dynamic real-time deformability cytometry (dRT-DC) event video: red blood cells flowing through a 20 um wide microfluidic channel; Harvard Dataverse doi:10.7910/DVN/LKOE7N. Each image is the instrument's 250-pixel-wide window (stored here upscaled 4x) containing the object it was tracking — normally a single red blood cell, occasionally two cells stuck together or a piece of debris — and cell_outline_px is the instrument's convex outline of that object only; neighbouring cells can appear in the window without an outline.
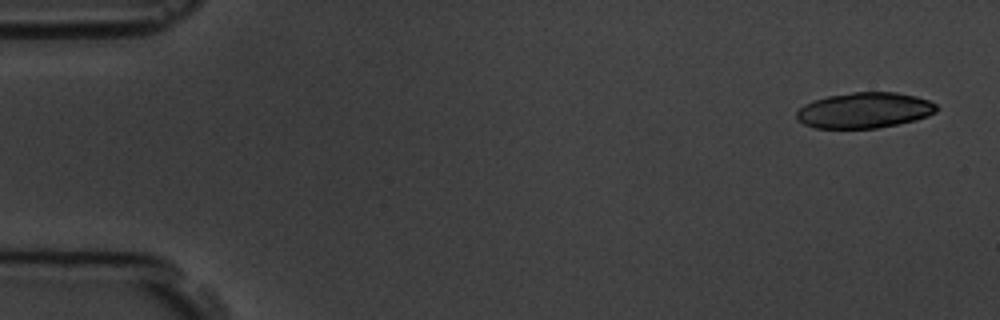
{"species": "common noctule bat (a hibernating species)", "species_latin": "Nyctalus noctula", "temperature_condition": "room temperature", "stored_images_in_passage": 3, "camera_frame_rate_fps": 3000, "um_per_image_px": 0.085, "animal": {"sex": "male", "body_mass_g": 19.5, "forearm_length_mm": 54.6}, "frame": {"image": 1, "passage_image": 1, "time_ms": 0.0, "image_size_px": [1000, 320], "cell_outline_px": [[936, 112], [928, 116], [916, 120], [876, 128], [812, 128], [796, 120], [796, 112], [804, 104], [828, 96], [852, 92], [896, 92], [916, 96], [928, 100], [936, 104]], "centroid_in_image_um": [73.46, 9.38], "position_along_channel_um": 11.5, "area_um2": 29.07}}